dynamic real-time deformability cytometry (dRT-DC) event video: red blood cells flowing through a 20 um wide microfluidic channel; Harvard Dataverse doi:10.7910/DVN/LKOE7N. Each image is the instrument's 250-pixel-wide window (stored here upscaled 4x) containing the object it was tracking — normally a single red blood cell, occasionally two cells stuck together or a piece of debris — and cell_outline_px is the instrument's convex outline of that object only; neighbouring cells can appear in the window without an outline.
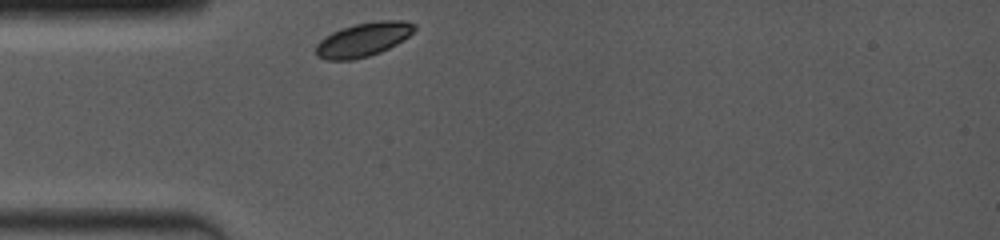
{"species": "common noctule bat (a hibernating species)", "species_latin": "Nyctalus noctula", "temperature_condition": "room temperature", "stored_images_in_passage": 5, "camera_frame_rate_fps": 4000, "um_per_image_px": 0.085, "animal": {"sex": "female", "body_mass_g": 19.0, "forearm_length_mm": 53.3}, "frame": {"image": 1, "passage_image": 1, "time_ms": 0.0, "image_size_px": [1000, 240], "cell_outline_px": [[416, 28], [408, 36], [396, 44], [380, 52], [368, 56], [352, 60], [328, 60], [316, 56], [316, 44], [324, 36], [340, 28], [356, 24], [376, 20], [404, 20], [416, 24]], "centroid_in_image_um": [30.86, 3.35], "position_along_channel_um": 54.1, "area_um2": 19.54}}
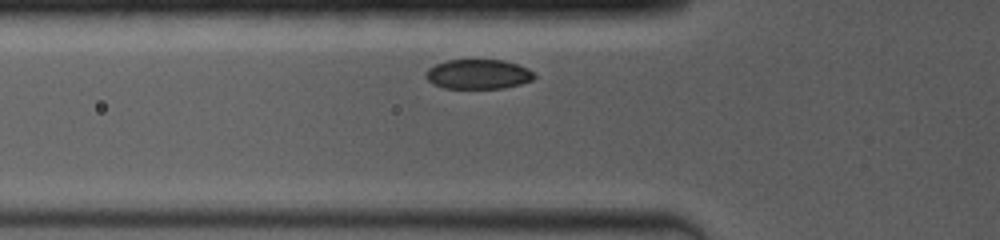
{"frame": {"image": 2, "passage_image": 4, "time_ms": 1.0, "image_size_px": [1000, 240], "cell_outline_px": [[536, 76], [532, 80], [520, 84], [504, 88], [444, 88], [432, 84], [424, 76], [428, 68], [436, 64], [448, 60], [504, 60], [528, 68]], "centroid_in_image_um": [40.63, 6.31], "position_along_channel_um": 85.2, "area_um2": 18.73}}